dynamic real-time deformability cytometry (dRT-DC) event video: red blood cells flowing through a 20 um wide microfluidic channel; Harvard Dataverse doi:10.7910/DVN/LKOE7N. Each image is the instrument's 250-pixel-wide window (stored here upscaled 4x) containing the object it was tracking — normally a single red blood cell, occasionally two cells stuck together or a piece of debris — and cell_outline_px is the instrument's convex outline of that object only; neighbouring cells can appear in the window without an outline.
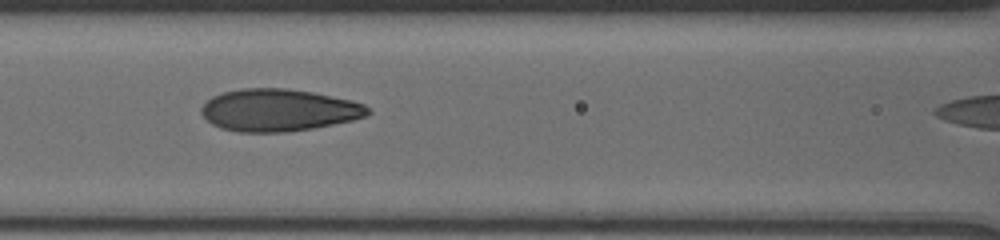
{"species": "human", "species_latin": "Homo sapiens", "temperature_condition": "cold", "stored_images_in_passage": 24, "camera_frame_rate_fps": 3000, "um_per_image_px": 0.085, "donor": {"sex": "male"}, "frame": {"image": 1, "passage_image": 19, "time_ms": 6.667, "image_size_px": [1000, 240], "cell_outline_px": [[372, 112], [368, 116], [352, 120], [312, 128], [288, 132], [240, 132], [220, 128], [212, 124], [200, 112], [200, 108], [212, 96], [224, 92], [244, 88], [288, 88], [312, 92], [352, 100], [364, 104]], "centroid_in_image_um": [23.69, 9.36], "position_along_channel_um": 142.9, "area_um2": 40.98}}
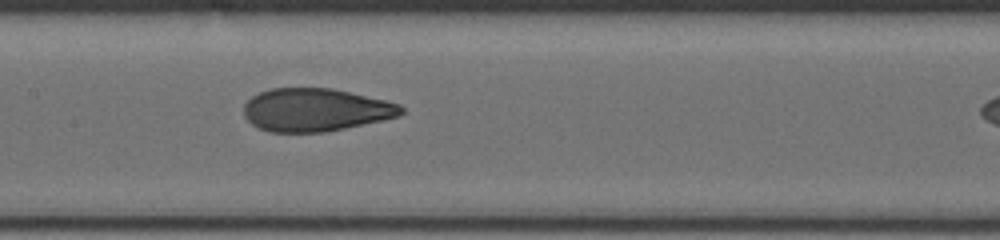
{"frame": {"image": 2, "passage_image": 23, "time_ms": 7.667, "image_size_px": [1000, 240], "cell_outline_px": [[404, 112], [396, 116], [384, 120], [324, 132], [272, 132], [260, 128], [252, 124], [244, 116], [244, 104], [252, 96], [268, 88], [332, 88], [384, 100], [400, 104], [404, 108]], "centroid_in_image_um": [26.8, 9.33], "position_along_channel_um": 180.6, "area_um2": 39.25}}